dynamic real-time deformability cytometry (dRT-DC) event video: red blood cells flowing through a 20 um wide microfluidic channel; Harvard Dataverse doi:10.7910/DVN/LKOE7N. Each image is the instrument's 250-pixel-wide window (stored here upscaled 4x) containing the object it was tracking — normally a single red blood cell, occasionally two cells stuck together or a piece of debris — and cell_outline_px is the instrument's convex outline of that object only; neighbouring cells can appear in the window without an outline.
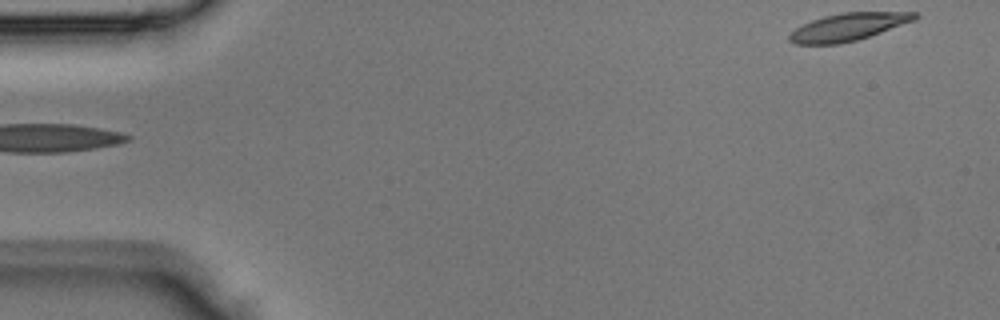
{"species": "Egyptian fruit bat (a non-hibernating species)", "species_latin": "Rousettus aegyptiacus", "temperature_condition": "room temperature", "stored_images_in_passage": 5, "segment_of_instrument_passage": [2, 2], "camera_frame_rate_fps": 3000, "um_per_image_px": 0.085, "animal": {"sex": "male"}, "frame": {"image": 1, "passage_image": 5, "time_ms": 1.333, "image_size_px": [1000, 320], "cell_outline_px": [[920, 16], [916, 20], [856, 40], [840, 44], [792, 44], [788, 40], [788, 36], [796, 28], [812, 20], [824, 16], [844, 12], [916, 12]], "centroid_in_image_um": [72.09, 2.29], "position_along_channel_um": 12.9, "area_um2": 20.0}}